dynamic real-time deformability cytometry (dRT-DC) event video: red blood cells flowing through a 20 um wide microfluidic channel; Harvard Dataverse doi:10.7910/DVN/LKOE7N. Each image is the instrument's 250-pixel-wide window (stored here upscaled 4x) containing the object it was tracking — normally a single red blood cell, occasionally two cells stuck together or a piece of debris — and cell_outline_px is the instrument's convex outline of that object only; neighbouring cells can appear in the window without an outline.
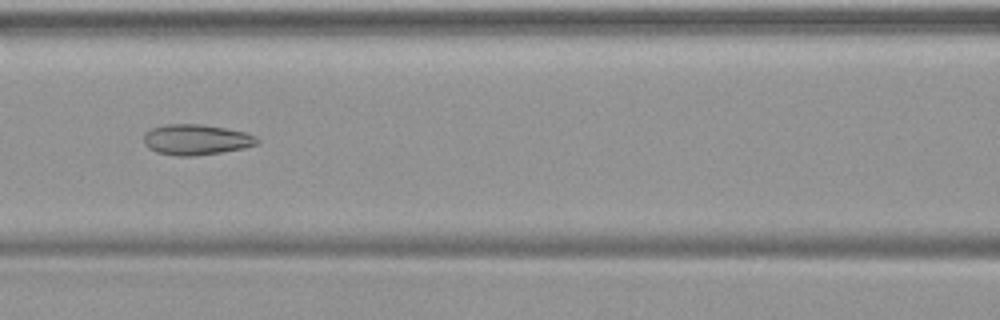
{"species": "common noctule bat (a hibernating species)", "species_latin": "Nyctalus noctula", "temperature_condition": "warm", "stored_images_in_passage": 49, "camera_frame_rate_fps": 3000, "um_per_image_px": 0.085, "animal": {"sex": "female", "body_mass_g": 19.9}, "frame": {"image": 1, "passage_image": 22, "time_ms": 7.0, "image_size_px": [1000, 320], "cell_outline_px": [[260, 140], [256, 144], [244, 148], [220, 152], [192, 156], [176, 156], [156, 152], [148, 148], [144, 144], [144, 132], [152, 128], [164, 124], [200, 124], [224, 128], [244, 132], [256, 136]], "centroid_in_image_um": [16.63, 11.87], "position_along_channel_um": 150.0, "area_um2": 20.17}}
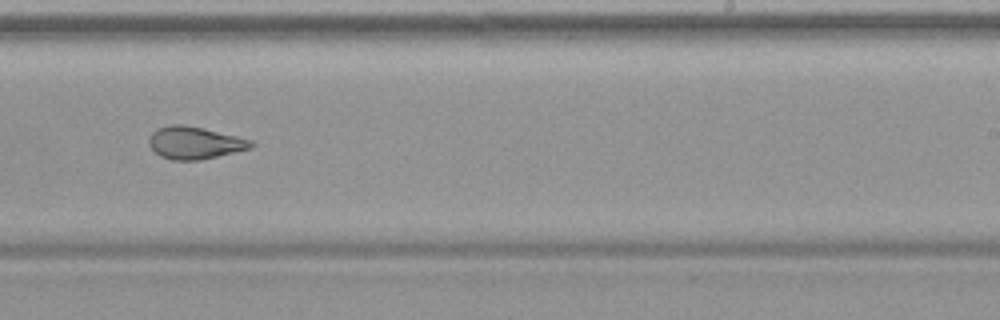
{"frame": {"image": 2, "passage_image": 31, "time_ms": 10.0, "image_size_px": [1000, 320], "cell_outline_px": [[256, 144], [252, 148], [200, 160], [172, 160], [160, 156], [148, 144], [148, 140], [152, 132], [156, 128], [172, 124], [184, 124], [204, 128], [252, 140]], "centroid_in_image_um": [16.55, 12.13], "position_along_channel_um": 272.5, "area_um2": 19.36}}
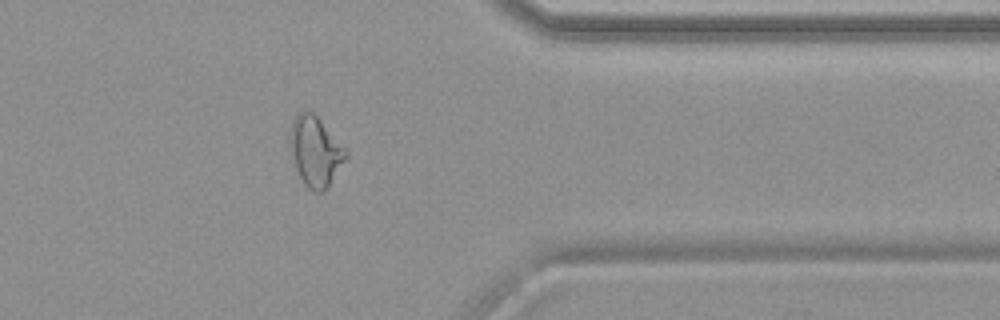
{"frame": {"image": 3, "passage_image": 40, "time_ms": 13.0, "image_size_px": [1000, 320], "cell_outline_px": [[348, 156], [324, 192], [312, 192], [304, 184], [296, 168], [292, 148], [292, 120], [300, 112], [312, 112], [320, 120], [348, 152]], "centroid_in_image_um": [26.84, 12.91], "position_along_channel_um": 384.6, "area_um2": 21.79}}